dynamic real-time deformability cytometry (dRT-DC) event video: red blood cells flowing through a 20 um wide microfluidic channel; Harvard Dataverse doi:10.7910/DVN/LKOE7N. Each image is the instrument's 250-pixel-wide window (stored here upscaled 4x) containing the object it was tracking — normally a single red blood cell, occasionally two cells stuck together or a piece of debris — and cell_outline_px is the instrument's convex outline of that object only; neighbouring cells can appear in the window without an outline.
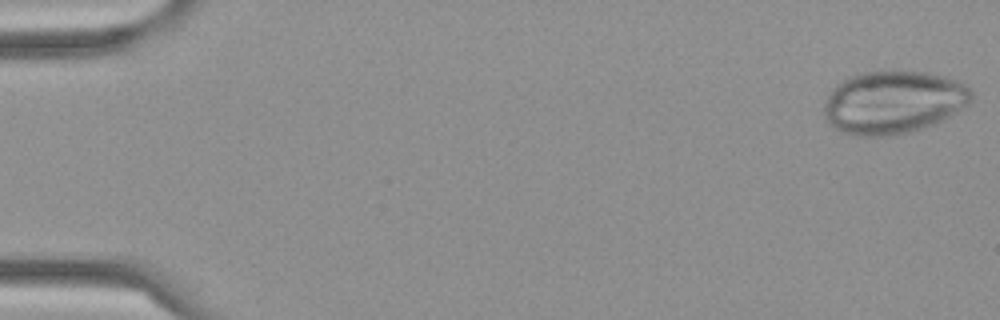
{"species": "Egyptian fruit bat (a non-hibernating species)", "species_latin": "Rousettus aegyptiacus", "temperature_condition": "cold", "stored_images_in_passage": 57, "camera_frame_rate_fps": 3000, "um_per_image_px": 0.085, "frame": {"image": 1, "passage_image": 1, "time_ms": 0.0, "image_size_px": [1000, 320], "cell_outline_px": [[972, 96], [968, 104], [936, 124], [912, 132], [892, 136], [860, 136], [844, 132], [828, 124], [824, 112], [824, 104], [828, 92], [836, 84], [852, 76], [864, 72], [924, 72], [944, 76], [960, 80], [968, 84], [972, 92]], "centroid_in_image_um": [75.95, 8.7], "position_along_channel_um": 9.1, "area_um2": 54.16}}
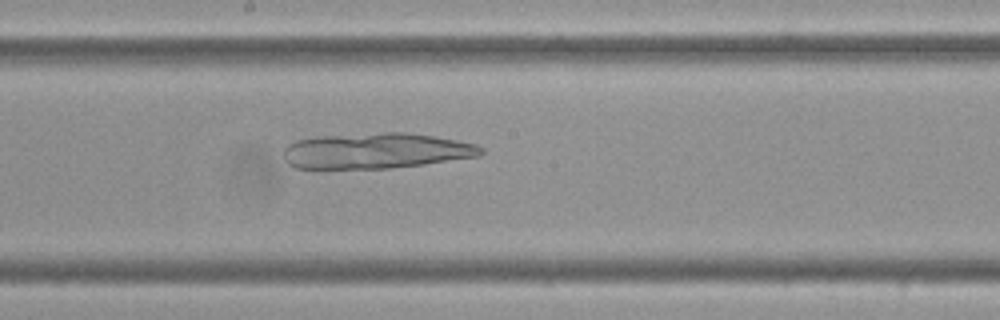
{"frame": {"image": 2, "passage_image": 31, "time_ms": 10.0, "image_size_px": [1000, 320], "cell_outline_px": [[484, 152], [480, 156], [424, 164], [392, 168], [296, 168], [288, 164], [284, 156], [284, 148], [288, 144], [296, 140], [320, 136], [384, 132], [408, 132], [456, 140], [476, 144], [484, 148]], "centroid_in_image_um": [31.98, 12.81], "position_along_channel_um": 216.2, "area_um2": 40.98}}
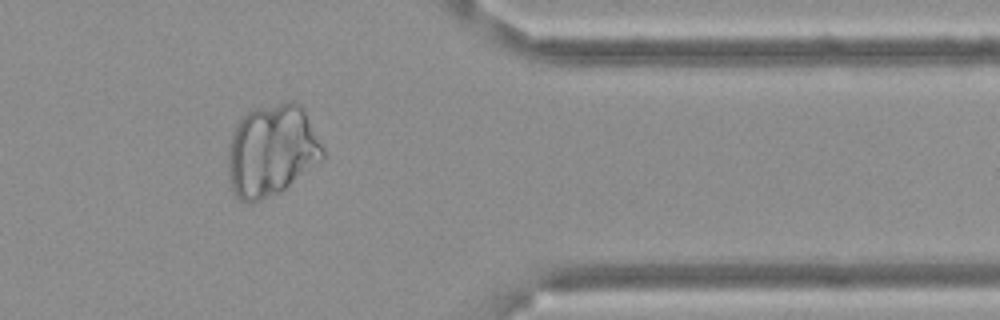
{"frame": {"image": 3, "passage_image": 47, "time_ms": 15.333, "image_size_px": [1000, 320], "cell_outline_px": [[324, 156], [320, 160], [280, 192], [260, 200], [248, 204], [240, 200], [236, 196], [228, 180], [228, 148], [236, 124], [252, 108], [292, 100], [300, 104], [304, 108], [324, 148]], "centroid_in_image_um": [23.07, 12.77], "position_along_channel_um": 388.3, "area_um2": 50.75}}